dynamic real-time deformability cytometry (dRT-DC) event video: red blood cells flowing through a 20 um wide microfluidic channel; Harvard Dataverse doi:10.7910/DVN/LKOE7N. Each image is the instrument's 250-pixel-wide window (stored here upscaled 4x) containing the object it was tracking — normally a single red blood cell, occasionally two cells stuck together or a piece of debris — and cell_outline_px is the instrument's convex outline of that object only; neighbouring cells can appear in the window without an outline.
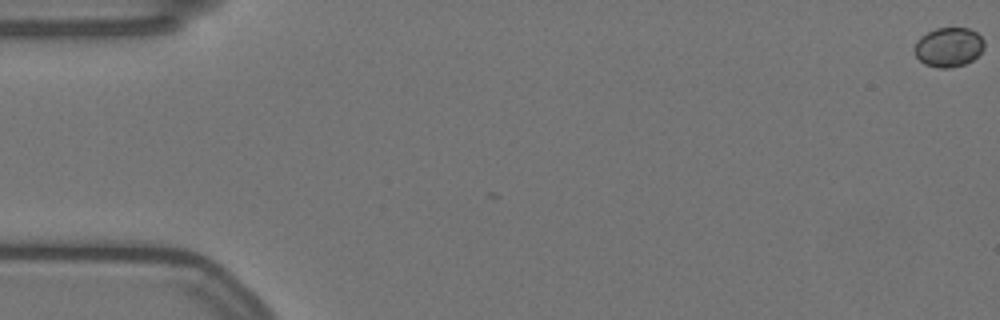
{"species": "Egyptian fruit bat (a non-hibernating species)", "species_latin": "Rousettus aegyptiacus", "temperature_condition": "warm", "stored_images_in_passage": 59, "camera_frame_rate_fps": 3000, "um_per_image_px": 0.085, "animal": {"sex": "female"}, "frame": {"image": 1, "passage_image": 1, "time_ms": 0.0, "image_size_px": [1000, 320], "cell_outline_px": [[984, 48], [972, 60], [964, 64], [948, 68], [940, 68], [924, 64], [916, 56], [916, 40], [920, 36], [936, 28], [968, 28], [976, 32], [984, 40]], "centroid_in_image_um": [80.64, 4.0], "position_along_channel_um": 4.4, "area_um2": 15.84}}
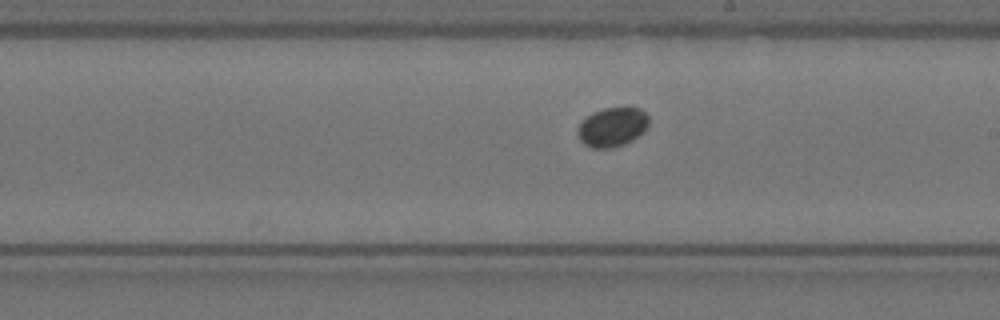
{"frame": {"image": 2, "passage_image": 34, "time_ms": 11.0, "image_size_px": [1000, 320], "cell_outline_px": [[648, 128], [644, 132], [632, 140], [624, 144], [612, 148], [592, 148], [584, 144], [580, 140], [576, 132], [576, 128], [580, 120], [584, 116], [592, 112], [604, 108], [640, 108], [648, 116]], "centroid_in_image_um": [52.0, 10.8], "position_along_channel_um": 237.0, "area_um2": 16.59}}
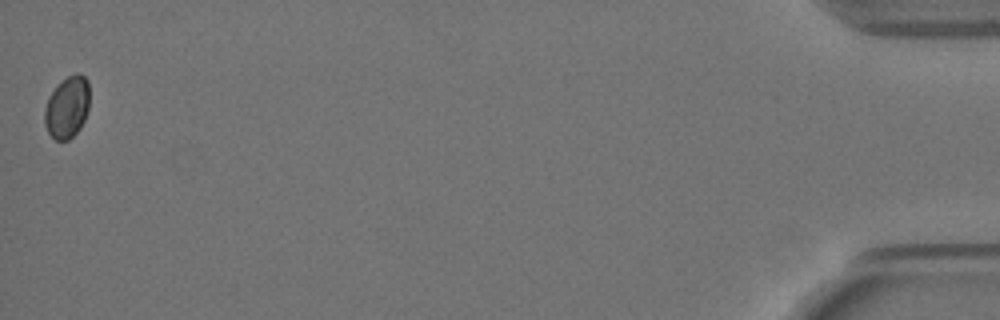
{"frame": {"image": 3, "passage_image": 59, "time_ms": 19.333, "image_size_px": [1000, 320], "cell_outline_px": [[88, 108], [84, 120], [80, 128], [68, 140], [56, 140], [48, 132], [44, 124], [44, 108], [52, 92], [60, 80], [76, 72], [80, 72], [88, 80]], "centroid_in_image_um": [5.7, 9.09], "position_along_channel_um": 429.5, "area_um2": 16.18}}